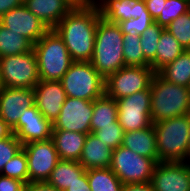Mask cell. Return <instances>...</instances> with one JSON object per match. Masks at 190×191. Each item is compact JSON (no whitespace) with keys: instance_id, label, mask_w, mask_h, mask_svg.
<instances>
[{"instance_id":"1","label":"cell","mask_w":190,"mask_h":191,"mask_svg":"<svg viewBox=\"0 0 190 191\" xmlns=\"http://www.w3.org/2000/svg\"><path fill=\"white\" fill-rule=\"evenodd\" d=\"M100 16L97 6L73 8L54 28L73 61L90 62Z\"/></svg>"},{"instance_id":"2","label":"cell","mask_w":190,"mask_h":191,"mask_svg":"<svg viewBox=\"0 0 190 191\" xmlns=\"http://www.w3.org/2000/svg\"><path fill=\"white\" fill-rule=\"evenodd\" d=\"M90 62L104 79L126 66L123 57V33L116 23L99 19Z\"/></svg>"},{"instance_id":"3","label":"cell","mask_w":190,"mask_h":191,"mask_svg":"<svg viewBox=\"0 0 190 191\" xmlns=\"http://www.w3.org/2000/svg\"><path fill=\"white\" fill-rule=\"evenodd\" d=\"M150 92L152 123L189 114V88L170 83L155 73L150 84Z\"/></svg>"},{"instance_id":"4","label":"cell","mask_w":190,"mask_h":191,"mask_svg":"<svg viewBox=\"0 0 190 191\" xmlns=\"http://www.w3.org/2000/svg\"><path fill=\"white\" fill-rule=\"evenodd\" d=\"M159 162H187L190 116L173 117L153 123Z\"/></svg>"},{"instance_id":"5","label":"cell","mask_w":190,"mask_h":191,"mask_svg":"<svg viewBox=\"0 0 190 191\" xmlns=\"http://www.w3.org/2000/svg\"><path fill=\"white\" fill-rule=\"evenodd\" d=\"M38 63L40 80L61 81L74 62L63 39L54 29H49L33 45Z\"/></svg>"},{"instance_id":"6","label":"cell","mask_w":190,"mask_h":191,"mask_svg":"<svg viewBox=\"0 0 190 191\" xmlns=\"http://www.w3.org/2000/svg\"><path fill=\"white\" fill-rule=\"evenodd\" d=\"M66 96L94 101L105 94V79L91 62L74 61L61 79Z\"/></svg>"},{"instance_id":"7","label":"cell","mask_w":190,"mask_h":191,"mask_svg":"<svg viewBox=\"0 0 190 191\" xmlns=\"http://www.w3.org/2000/svg\"><path fill=\"white\" fill-rule=\"evenodd\" d=\"M158 160H152L119 146L113 150L110 169L124 184L150 183Z\"/></svg>"},{"instance_id":"8","label":"cell","mask_w":190,"mask_h":191,"mask_svg":"<svg viewBox=\"0 0 190 191\" xmlns=\"http://www.w3.org/2000/svg\"><path fill=\"white\" fill-rule=\"evenodd\" d=\"M0 77L4 87L34 89L40 81L35 51L0 57Z\"/></svg>"},{"instance_id":"9","label":"cell","mask_w":190,"mask_h":191,"mask_svg":"<svg viewBox=\"0 0 190 191\" xmlns=\"http://www.w3.org/2000/svg\"><path fill=\"white\" fill-rule=\"evenodd\" d=\"M154 74L151 67L124 66L105 79V94L118 100L146 90Z\"/></svg>"},{"instance_id":"10","label":"cell","mask_w":190,"mask_h":191,"mask_svg":"<svg viewBox=\"0 0 190 191\" xmlns=\"http://www.w3.org/2000/svg\"><path fill=\"white\" fill-rule=\"evenodd\" d=\"M118 121L124 132L140 130L152 126L150 87L116 100Z\"/></svg>"},{"instance_id":"11","label":"cell","mask_w":190,"mask_h":191,"mask_svg":"<svg viewBox=\"0 0 190 191\" xmlns=\"http://www.w3.org/2000/svg\"><path fill=\"white\" fill-rule=\"evenodd\" d=\"M27 157L29 182H46L60 161L52 139L22 145Z\"/></svg>"},{"instance_id":"12","label":"cell","mask_w":190,"mask_h":191,"mask_svg":"<svg viewBox=\"0 0 190 191\" xmlns=\"http://www.w3.org/2000/svg\"><path fill=\"white\" fill-rule=\"evenodd\" d=\"M93 101L66 97L52 130H66L89 134Z\"/></svg>"},{"instance_id":"13","label":"cell","mask_w":190,"mask_h":191,"mask_svg":"<svg viewBox=\"0 0 190 191\" xmlns=\"http://www.w3.org/2000/svg\"><path fill=\"white\" fill-rule=\"evenodd\" d=\"M150 184L154 191H190V162H158Z\"/></svg>"},{"instance_id":"14","label":"cell","mask_w":190,"mask_h":191,"mask_svg":"<svg viewBox=\"0 0 190 191\" xmlns=\"http://www.w3.org/2000/svg\"><path fill=\"white\" fill-rule=\"evenodd\" d=\"M0 23L27 38L33 45L49 30L24 4L5 13L0 18Z\"/></svg>"},{"instance_id":"15","label":"cell","mask_w":190,"mask_h":191,"mask_svg":"<svg viewBox=\"0 0 190 191\" xmlns=\"http://www.w3.org/2000/svg\"><path fill=\"white\" fill-rule=\"evenodd\" d=\"M35 105L33 88L4 87L0 91V118L12 129L25 109Z\"/></svg>"},{"instance_id":"16","label":"cell","mask_w":190,"mask_h":191,"mask_svg":"<svg viewBox=\"0 0 190 191\" xmlns=\"http://www.w3.org/2000/svg\"><path fill=\"white\" fill-rule=\"evenodd\" d=\"M53 124L47 120L36 105L25 109L18 123L12 128L13 134L22 145L51 138Z\"/></svg>"},{"instance_id":"17","label":"cell","mask_w":190,"mask_h":191,"mask_svg":"<svg viewBox=\"0 0 190 191\" xmlns=\"http://www.w3.org/2000/svg\"><path fill=\"white\" fill-rule=\"evenodd\" d=\"M34 93L37 109L53 124L67 97L61 81L40 80Z\"/></svg>"},{"instance_id":"18","label":"cell","mask_w":190,"mask_h":191,"mask_svg":"<svg viewBox=\"0 0 190 191\" xmlns=\"http://www.w3.org/2000/svg\"><path fill=\"white\" fill-rule=\"evenodd\" d=\"M97 7L101 18L109 23L151 16L143 0H102Z\"/></svg>"},{"instance_id":"19","label":"cell","mask_w":190,"mask_h":191,"mask_svg":"<svg viewBox=\"0 0 190 191\" xmlns=\"http://www.w3.org/2000/svg\"><path fill=\"white\" fill-rule=\"evenodd\" d=\"M23 4L49 29H54L73 9L65 0H24Z\"/></svg>"},{"instance_id":"20","label":"cell","mask_w":190,"mask_h":191,"mask_svg":"<svg viewBox=\"0 0 190 191\" xmlns=\"http://www.w3.org/2000/svg\"><path fill=\"white\" fill-rule=\"evenodd\" d=\"M113 150L93 133L86 136L79 163L86 169L110 168Z\"/></svg>"},{"instance_id":"21","label":"cell","mask_w":190,"mask_h":191,"mask_svg":"<svg viewBox=\"0 0 190 191\" xmlns=\"http://www.w3.org/2000/svg\"><path fill=\"white\" fill-rule=\"evenodd\" d=\"M122 146L138 155L158 160L156 133L154 126L124 132Z\"/></svg>"},{"instance_id":"22","label":"cell","mask_w":190,"mask_h":191,"mask_svg":"<svg viewBox=\"0 0 190 191\" xmlns=\"http://www.w3.org/2000/svg\"><path fill=\"white\" fill-rule=\"evenodd\" d=\"M87 134L66 130H52L54 142L60 160L77 161L81 157Z\"/></svg>"},{"instance_id":"23","label":"cell","mask_w":190,"mask_h":191,"mask_svg":"<svg viewBox=\"0 0 190 191\" xmlns=\"http://www.w3.org/2000/svg\"><path fill=\"white\" fill-rule=\"evenodd\" d=\"M85 172L86 169L77 161L60 160L46 182L52 187L65 191Z\"/></svg>"},{"instance_id":"24","label":"cell","mask_w":190,"mask_h":191,"mask_svg":"<svg viewBox=\"0 0 190 191\" xmlns=\"http://www.w3.org/2000/svg\"><path fill=\"white\" fill-rule=\"evenodd\" d=\"M185 50L180 45L178 40L164 29L157 46L155 59L150 63V67L155 73H158L166 65L174 61Z\"/></svg>"},{"instance_id":"25","label":"cell","mask_w":190,"mask_h":191,"mask_svg":"<svg viewBox=\"0 0 190 191\" xmlns=\"http://www.w3.org/2000/svg\"><path fill=\"white\" fill-rule=\"evenodd\" d=\"M118 119V105L114 98L106 94L93 101V114L90 124V132L101 127L112 126Z\"/></svg>"},{"instance_id":"26","label":"cell","mask_w":190,"mask_h":191,"mask_svg":"<svg viewBox=\"0 0 190 191\" xmlns=\"http://www.w3.org/2000/svg\"><path fill=\"white\" fill-rule=\"evenodd\" d=\"M158 74L166 81L190 87V50H185L174 61L162 68Z\"/></svg>"},{"instance_id":"27","label":"cell","mask_w":190,"mask_h":191,"mask_svg":"<svg viewBox=\"0 0 190 191\" xmlns=\"http://www.w3.org/2000/svg\"><path fill=\"white\" fill-rule=\"evenodd\" d=\"M32 49L33 44L27 38L0 23V57L20 55Z\"/></svg>"},{"instance_id":"28","label":"cell","mask_w":190,"mask_h":191,"mask_svg":"<svg viewBox=\"0 0 190 191\" xmlns=\"http://www.w3.org/2000/svg\"><path fill=\"white\" fill-rule=\"evenodd\" d=\"M91 191H121L123 183L110 168L87 170Z\"/></svg>"},{"instance_id":"29","label":"cell","mask_w":190,"mask_h":191,"mask_svg":"<svg viewBox=\"0 0 190 191\" xmlns=\"http://www.w3.org/2000/svg\"><path fill=\"white\" fill-rule=\"evenodd\" d=\"M123 57L126 66L150 67L141 48L140 36L123 34Z\"/></svg>"},{"instance_id":"30","label":"cell","mask_w":190,"mask_h":191,"mask_svg":"<svg viewBox=\"0 0 190 191\" xmlns=\"http://www.w3.org/2000/svg\"><path fill=\"white\" fill-rule=\"evenodd\" d=\"M190 10V0H166L163 2L162 12L154 20L156 24L166 28L180 15Z\"/></svg>"},{"instance_id":"31","label":"cell","mask_w":190,"mask_h":191,"mask_svg":"<svg viewBox=\"0 0 190 191\" xmlns=\"http://www.w3.org/2000/svg\"><path fill=\"white\" fill-rule=\"evenodd\" d=\"M0 174L29 183L27 157L23 148L5 164Z\"/></svg>"},{"instance_id":"32","label":"cell","mask_w":190,"mask_h":191,"mask_svg":"<svg viewBox=\"0 0 190 191\" xmlns=\"http://www.w3.org/2000/svg\"><path fill=\"white\" fill-rule=\"evenodd\" d=\"M165 28L153 23L143 34L140 35L141 48L145 59L151 63L157 52V46L161 33Z\"/></svg>"},{"instance_id":"33","label":"cell","mask_w":190,"mask_h":191,"mask_svg":"<svg viewBox=\"0 0 190 191\" xmlns=\"http://www.w3.org/2000/svg\"><path fill=\"white\" fill-rule=\"evenodd\" d=\"M184 50H190V10L172 21L166 28Z\"/></svg>"},{"instance_id":"34","label":"cell","mask_w":190,"mask_h":191,"mask_svg":"<svg viewBox=\"0 0 190 191\" xmlns=\"http://www.w3.org/2000/svg\"><path fill=\"white\" fill-rule=\"evenodd\" d=\"M92 133L112 150H115L122 145L124 130L119 124L118 119L112 126L101 127L99 130L93 131Z\"/></svg>"},{"instance_id":"35","label":"cell","mask_w":190,"mask_h":191,"mask_svg":"<svg viewBox=\"0 0 190 191\" xmlns=\"http://www.w3.org/2000/svg\"><path fill=\"white\" fill-rule=\"evenodd\" d=\"M153 23L154 19L151 16H140L139 18H132L117 25L123 34H130L132 36H140L143 34Z\"/></svg>"},{"instance_id":"36","label":"cell","mask_w":190,"mask_h":191,"mask_svg":"<svg viewBox=\"0 0 190 191\" xmlns=\"http://www.w3.org/2000/svg\"><path fill=\"white\" fill-rule=\"evenodd\" d=\"M22 149L21 141L12 134L10 137L0 140V173L5 164Z\"/></svg>"},{"instance_id":"37","label":"cell","mask_w":190,"mask_h":191,"mask_svg":"<svg viewBox=\"0 0 190 191\" xmlns=\"http://www.w3.org/2000/svg\"><path fill=\"white\" fill-rule=\"evenodd\" d=\"M26 183L0 174V191H25Z\"/></svg>"},{"instance_id":"38","label":"cell","mask_w":190,"mask_h":191,"mask_svg":"<svg viewBox=\"0 0 190 191\" xmlns=\"http://www.w3.org/2000/svg\"><path fill=\"white\" fill-rule=\"evenodd\" d=\"M65 191H91L86 172L71 184Z\"/></svg>"},{"instance_id":"39","label":"cell","mask_w":190,"mask_h":191,"mask_svg":"<svg viewBox=\"0 0 190 191\" xmlns=\"http://www.w3.org/2000/svg\"><path fill=\"white\" fill-rule=\"evenodd\" d=\"M163 2L166 0H145L147 11L154 20L162 12Z\"/></svg>"},{"instance_id":"40","label":"cell","mask_w":190,"mask_h":191,"mask_svg":"<svg viewBox=\"0 0 190 191\" xmlns=\"http://www.w3.org/2000/svg\"><path fill=\"white\" fill-rule=\"evenodd\" d=\"M25 191H61L50 186L47 182H29L25 186Z\"/></svg>"},{"instance_id":"41","label":"cell","mask_w":190,"mask_h":191,"mask_svg":"<svg viewBox=\"0 0 190 191\" xmlns=\"http://www.w3.org/2000/svg\"><path fill=\"white\" fill-rule=\"evenodd\" d=\"M23 2L24 0H0V18L13 8L21 6Z\"/></svg>"},{"instance_id":"42","label":"cell","mask_w":190,"mask_h":191,"mask_svg":"<svg viewBox=\"0 0 190 191\" xmlns=\"http://www.w3.org/2000/svg\"><path fill=\"white\" fill-rule=\"evenodd\" d=\"M121 191H154L150 183L124 184Z\"/></svg>"},{"instance_id":"43","label":"cell","mask_w":190,"mask_h":191,"mask_svg":"<svg viewBox=\"0 0 190 191\" xmlns=\"http://www.w3.org/2000/svg\"><path fill=\"white\" fill-rule=\"evenodd\" d=\"M13 134L10 126L0 118V140L10 137Z\"/></svg>"},{"instance_id":"44","label":"cell","mask_w":190,"mask_h":191,"mask_svg":"<svg viewBox=\"0 0 190 191\" xmlns=\"http://www.w3.org/2000/svg\"><path fill=\"white\" fill-rule=\"evenodd\" d=\"M68 2L73 8H81L88 6L83 0H65Z\"/></svg>"},{"instance_id":"45","label":"cell","mask_w":190,"mask_h":191,"mask_svg":"<svg viewBox=\"0 0 190 191\" xmlns=\"http://www.w3.org/2000/svg\"><path fill=\"white\" fill-rule=\"evenodd\" d=\"M88 6H97L102 0H83Z\"/></svg>"},{"instance_id":"46","label":"cell","mask_w":190,"mask_h":191,"mask_svg":"<svg viewBox=\"0 0 190 191\" xmlns=\"http://www.w3.org/2000/svg\"><path fill=\"white\" fill-rule=\"evenodd\" d=\"M189 158H190V132H189V150H188V155H187V162L189 161Z\"/></svg>"},{"instance_id":"47","label":"cell","mask_w":190,"mask_h":191,"mask_svg":"<svg viewBox=\"0 0 190 191\" xmlns=\"http://www.w3.org/2000/svg\"><path fill=\"white\" fill-rule=\"evenodd\" d=\"M4 88L3 84H2V80H1V77H0V91Z\"/></svg>"}]
</instances>
